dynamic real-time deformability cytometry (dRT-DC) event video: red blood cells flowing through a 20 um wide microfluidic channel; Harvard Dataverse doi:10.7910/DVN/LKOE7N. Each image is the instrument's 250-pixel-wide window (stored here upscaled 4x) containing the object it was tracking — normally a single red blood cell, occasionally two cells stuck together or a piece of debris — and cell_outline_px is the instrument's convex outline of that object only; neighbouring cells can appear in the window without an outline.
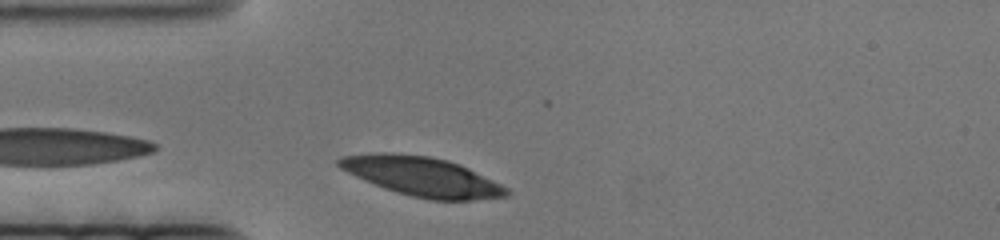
{"species": "human", "species_latin": "Homo sapiens", "temperature_condition": "cold", "stored_images_in_passage": 45, "camera_frame_rate_fps": 3000, "um_per_image_px": 0.085, "donor": {"sex": "female"}, "frame": {"image": 1, "passage_image": 3, "time_ms": 0.667, "image_size_px": [1000, 240], "cell_outline_px": [[512, 192], [508, 196], [472, 200], [428, 200], [396, 192], [384, 188], [364, 180], [340, 168], [336, 164], [336, 160], [340, 156], [376, 152], [392, 152], [428, 156], [448, 160], [460, 164], [508, 188]], "centroid_in_image_um": [35.85, 14.99], "position_along_channel_um": 49.1, "area_um2": 38.38}}
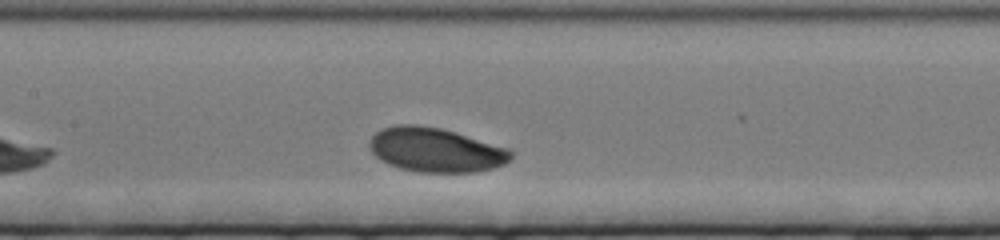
{"frame": {"image": 2, "passage_image": 19, "time_ms": 6.0, "image_size_px": [1000, 240], "cell_outline_px": [[512, 156], [504, 164], [492, 168], [476, 172], [420, 172], [400, 168], [388, 164], [380, 160], [372, 152], [368, 144], [372, 136], [380, 128], [392, 124], [416, 124], [440, 128], [508, 148], [512, 152]], "centroid_in_image_um": [36.98, 12.73], "position_along_channel_um": 170.4, "area_um2": 36.41}}
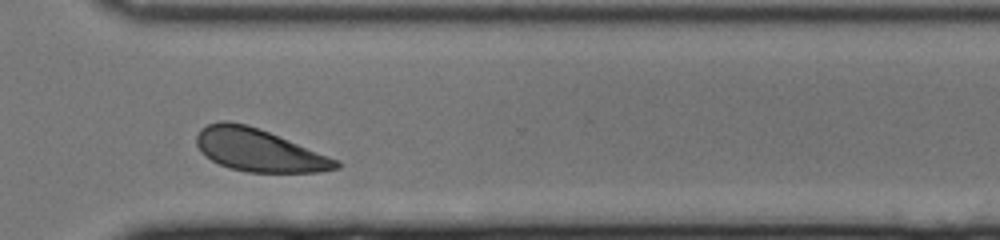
{"frame": {"image": 3, "passage_image": 41, "time_ms": 13.333, "image_size_px": [1000, 240], "cell_outline_px": [[340, 168], [320, 172], [248, 172], [228, 168], [204, 156], [200, 152], [196, 144], [196, 136], [200, 128], [208, 124], [220, 120], [224, 120], [244, 124], [268, 132], [340, 160]], "centroid_in_image_um": [21.97, 12.77], "position_along_channel_um": 348.6, "area_um2": 34.51}}